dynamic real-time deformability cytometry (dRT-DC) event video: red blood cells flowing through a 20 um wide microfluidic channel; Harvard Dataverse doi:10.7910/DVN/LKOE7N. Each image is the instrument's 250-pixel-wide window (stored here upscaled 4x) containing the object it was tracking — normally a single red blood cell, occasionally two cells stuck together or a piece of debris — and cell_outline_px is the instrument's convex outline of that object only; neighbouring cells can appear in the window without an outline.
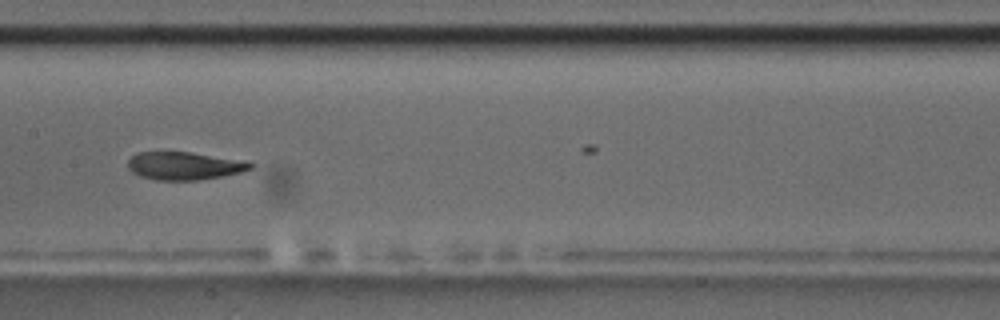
{"species": "common noctule bat (a hibernating species)", "species_latin": "Nyctalus noctula", "temperature_condition": "room temperature", "stored_images_in_passage": 31, "camera_frame_rate_fps": 3000, "um_per_image_px": 0.085, "animal": {"sex": "male", "body_mass_g": 17.5, "forearm_length_mm": 52.3}, "frame": {"image": 1, "passage_image": 18, "time_ms": 5.667, "image_size_px": [1000, 320], "cell_outline_px": [[256, 164], [252, 168], [240, 172], [200, 180], [156, 180], [140, 176], [132, 172], [128, 168], [128, 160], [136, 152], [192, 152]], "centroid_in_image_um": [15.59, 14.1], "position_along_channel_um": 191.8, "area_um2": 19.59}}